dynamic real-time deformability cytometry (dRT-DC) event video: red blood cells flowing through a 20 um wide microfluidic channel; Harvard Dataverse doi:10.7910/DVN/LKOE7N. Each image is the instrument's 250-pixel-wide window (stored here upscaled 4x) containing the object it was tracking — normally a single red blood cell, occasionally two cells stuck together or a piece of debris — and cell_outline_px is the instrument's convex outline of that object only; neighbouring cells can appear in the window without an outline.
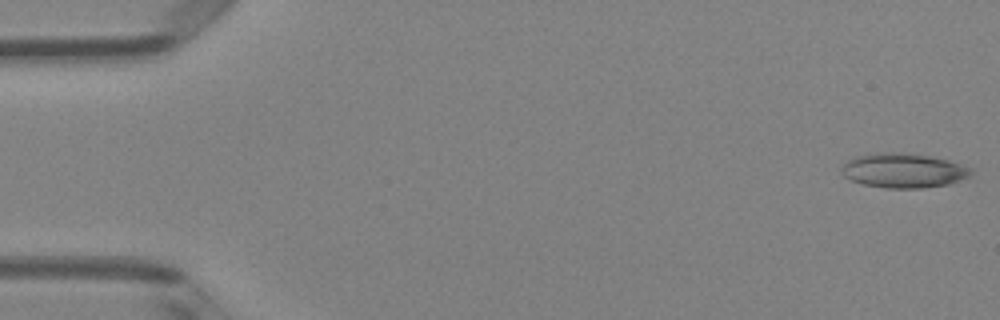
{"species": "Egyptian fruit bat (a non-hibernating species)", "species_latin": "Rousettus aegyptiacus", "temperature_condition": "room temperature", "stored_images_in_passage": 16, "camera_frame_rate_fps": 3000, "um_per_image_px": 0.085, "animal": {"sex": "female"}, "frame": {"image": 1, "passage_image": 1, "time_ms": 0.0, "image_size_px": [1000, 320], "cell_outline_px": [[972, 172], [968, 176], [960, 180], [948, 184], [924, 188], [884, 188], [864, 184], [852, 180], [844, 176], [840, 172], [840, 168], [852, 156], [872, 152], [900, 152], [928, 156], [948, 160], [972, 168]], "centroid_in_image_um": [76.74, 14.48], "position_along_channel_um": 8.3, "area_um2": 26.18}}